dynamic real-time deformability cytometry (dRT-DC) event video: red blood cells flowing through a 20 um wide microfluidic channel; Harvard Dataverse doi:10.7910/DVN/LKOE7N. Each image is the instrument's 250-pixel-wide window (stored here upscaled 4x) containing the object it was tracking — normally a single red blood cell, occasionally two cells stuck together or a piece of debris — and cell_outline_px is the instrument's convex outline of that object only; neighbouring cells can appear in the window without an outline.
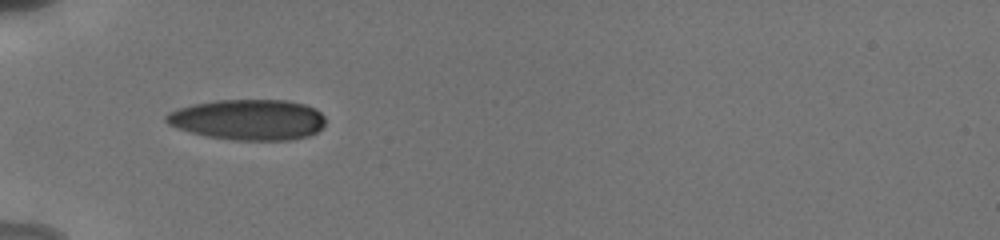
{"species": "human", "species_latin": "Homo sapiens", "temperature_condition": "cold", "stored_images_in_passage": 47, "camera_frame_rate_fps": 3000, "um_per_image_px": 0.085, "donor": {"sex": "male"}, "frame": {"image": 1, "passage_image": 1, "time_ms": 0.0, "image_size_px": [1000, 240], "cell_outline_px": [[324, 128], [308, 136], [292, 140], [232, 140], [208, 136], [176, 128], [168, 124], [164, 120], [164, 116], [168, 112], [180, 108], [196, 104], [216, 100], [288, 100], [304, 104], [316, 108], [324, 116]], "centroid_in_image_um": [21.13, 10.17], "position_along_channel_um": 63.9, "area_um2": 37.86}}
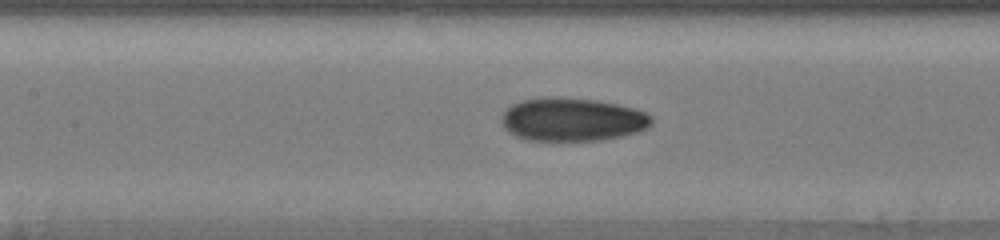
{"frame": {"image": 2, "passage_image": 19, "time_ms": 2.667, "image_size_px": [1000, 240], "cell_outline_px": [[652, 124], [648, 128], [624, 136], [600, 140], [528, 140], [516, 136], [508, 132], [504, 128], [500, 120], [504, 108], [520, 100], [540, 96], [552, 96], [600, 100], [632, 108], [644, 112], [652, 116]], "centroid_in_image_um": [48.59, 10.14], "position_along_channel_um": 158.8, "area_um2": 38.38}}
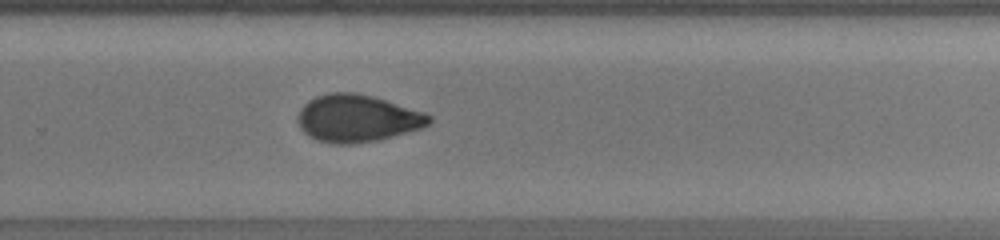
{"frame": {"image": 3, "passage_image": 46, "time_ms": 6.333, "image_size_px": [1000, 240], "cell_outline_px": [[432, 120], [428, 124], [420, 128], [392, 136], [376, 140], [352, 144], [332, 144], [316, 140], [308, 136], [300, 128], [296, 116], [300, 108], [308, 100], [316, 96], [328, 92], [356, 92], [372, 96], [424, 112], [432, 116]], "centroid_in_image_um": [30.31, 10.05], "position_along_channel_um": 299.5, "area_um2": 36.24}}